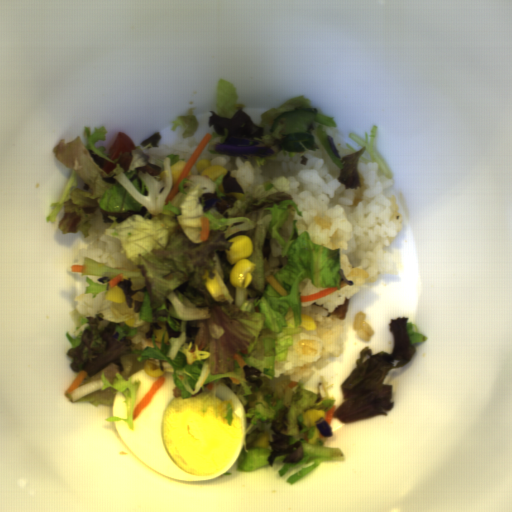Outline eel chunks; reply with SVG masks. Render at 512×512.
Segmentation results:
<instances>
[{"instance_id": "4dd315ae", "label": "eel chunks", "mask_w": 512, "mask_h": 512, "mask_svg": "<svg viewBox=\"0 0 512 512\" xmlns=\"http://www.w3.org/2000/svg\"><path fill=\"white\" fill-rule=\"evenodd\" d=\"M348 303L349 298L345 300L342 304H340L337 308L332 310L329 314L342 322H344L346 315H347V309H348Z\"/></svg>"}]
</instances>
